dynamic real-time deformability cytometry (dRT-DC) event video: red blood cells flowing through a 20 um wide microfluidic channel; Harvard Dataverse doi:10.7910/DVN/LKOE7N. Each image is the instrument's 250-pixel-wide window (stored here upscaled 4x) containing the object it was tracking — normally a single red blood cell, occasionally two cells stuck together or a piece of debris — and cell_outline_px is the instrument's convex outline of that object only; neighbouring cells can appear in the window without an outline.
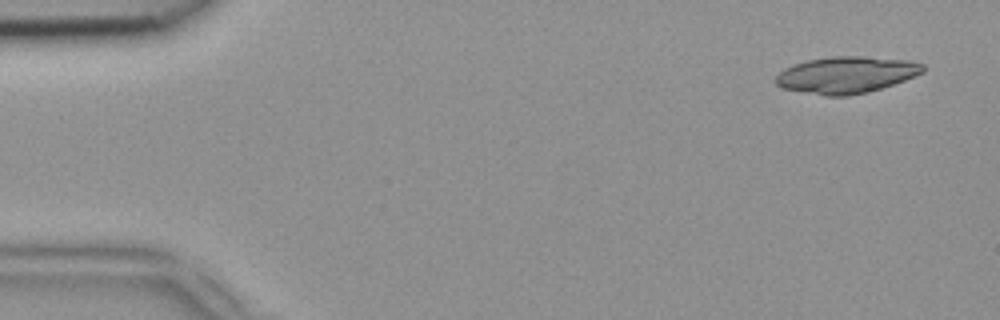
{"species": "common noctule bat (a hibernating species)", "species_latin": "Nyctalus noctula", "temperature_condition": "room temperature", "stored_images_in_passage": 4, "camera_frame_rate_fps": 3000, "um_per_image_px": 0.085, "animal": {"sex": "female", "body_mass_g": 18.4}, "frame": {"image": 1, "passage_image": 1, "time_ms": 0.0, "image_size_px": [1000, 320], "cell_outline_px": [[924, 72], [904, 80], [868, 92], [848, 96], [824, 96], [780, 88], [772, 80], [784, 68], [792, 64], [808, 60], [832, 56], [860, 56], [908, 60], [924, 64]], "centroid_in_image_um": [71.88, 6.37], "position_along_channel_um": 13.1, "area_um2": 31.62}}